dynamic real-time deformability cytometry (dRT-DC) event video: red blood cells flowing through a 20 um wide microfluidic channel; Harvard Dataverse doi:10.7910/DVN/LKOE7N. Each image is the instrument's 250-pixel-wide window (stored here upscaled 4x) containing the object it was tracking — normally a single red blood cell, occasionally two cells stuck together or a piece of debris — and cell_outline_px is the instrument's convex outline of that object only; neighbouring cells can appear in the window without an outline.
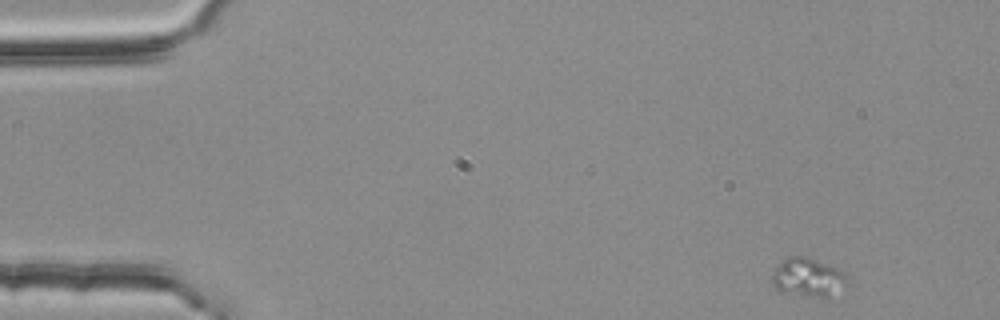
{"species": "common noctule bat (a hibernating species)", "species_latin": "Nyctalus noctula", "temperature_condition": "room temperature", "stored_images_in_passage": 4, "camera_frame_rate_fps": 3000, "um_per_image_px": 0.085, "animal": {"sex": "female", "body_mass_g": 25.1}, "frame": {"image": 1, "passage_image": 1, "time_ms": 0.0, "image_size_px": [1000, 320], "cell_outline_px": [[848, 280], [828, 296], [820, 296], [776, 288], [772, 284], [772, 272], [788, 256], [808, 256], [836, 268], [848, 276]], "centroid_in_image_um": [68.65, 23.49], "position_along_channel_um": 16.3, "area_um2": 15.72}}